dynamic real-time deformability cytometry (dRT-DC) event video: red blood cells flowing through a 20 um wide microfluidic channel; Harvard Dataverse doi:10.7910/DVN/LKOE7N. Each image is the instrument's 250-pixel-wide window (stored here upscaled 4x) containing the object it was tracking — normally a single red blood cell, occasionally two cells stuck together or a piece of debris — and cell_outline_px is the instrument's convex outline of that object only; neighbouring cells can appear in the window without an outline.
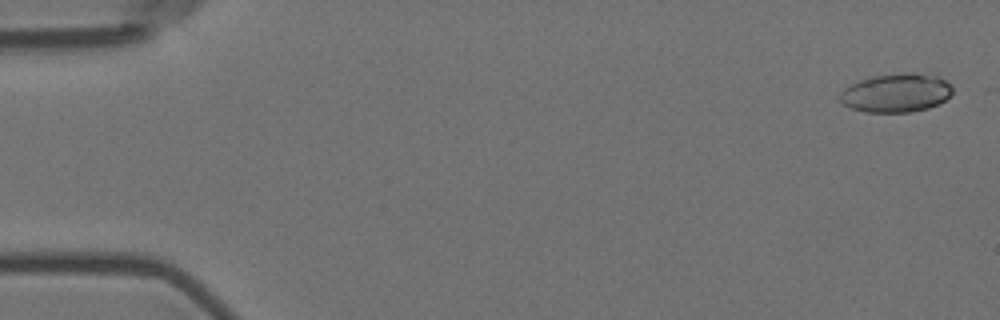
{"species": "Egyptian fruit bat (a non-hibernating species)", "species_latin": "Rousettus aegyptiacus", "temperature_condition": "room temperature", "stored_images_in_passage": 10, "camera_frame_rate_fps": 3000, "um_per_image_px": 0.085, "animal": {"sex": "female"}, "frame": {"image": 1, "passage_image": 1, "time_ms": 0.0, "image_size_px": [1000, 320], "cell_outline_px": [[952, 92], [940, 104], [928, 108], [908, 112], [864, 112], [852, 108], [836, 100], [840, 92], [844, 88], [868, 76], [904, 72], [932, 72], [940, 76], [952, 84]], "centroid_in_image_um": [76.19, 7.86], "position_along_channel_um": 8.8, "area_um2": 26.13}}
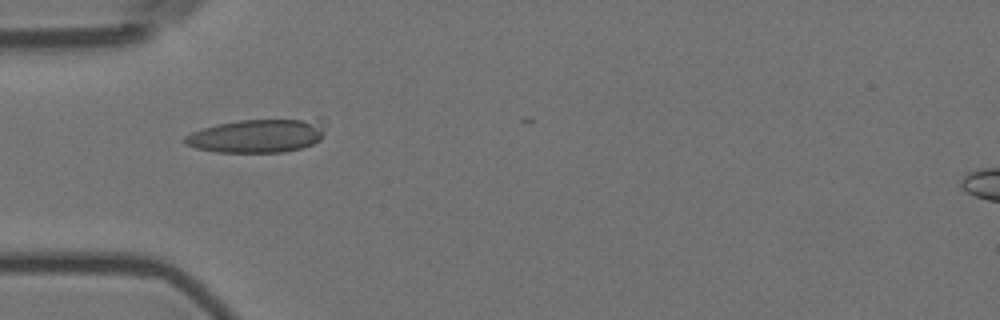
{"frame": {"image": 2, "passage_image": 5, "time_ms": 1.333, "image_size_px": [1000, 320], "cell_outline_px": [[328, 124], [320, 140], [312, 144], [300, 148], [280, 152], [216, 152], [196, 148], [184, 144], [184, 136], [192, 132], [216, 124], [240, 120], [300, 120]], "centroid_in_image_um": [21.81, 11.56], "position_along_channel_um": 63.2, "area_um2": 26.99}}